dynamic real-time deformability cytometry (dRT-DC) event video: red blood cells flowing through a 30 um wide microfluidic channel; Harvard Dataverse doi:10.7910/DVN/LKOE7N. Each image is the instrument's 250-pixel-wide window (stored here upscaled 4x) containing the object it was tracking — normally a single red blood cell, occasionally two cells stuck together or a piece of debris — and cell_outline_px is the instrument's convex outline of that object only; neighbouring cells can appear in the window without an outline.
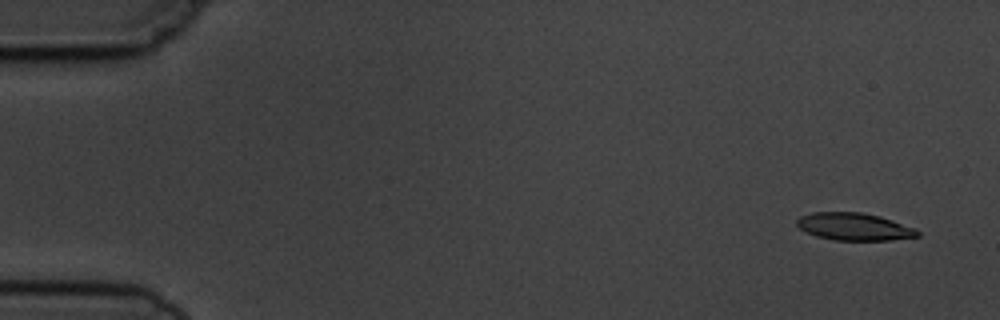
{"species": "common noctule bat (a hibernating species)", "species_latin": "Nyctalus noctula", "temperature_condition": "cold", "stored_images_in_passage": 5, "camera_frame_rate_fps": 3000, "um_per_image_px": 0.085, "animal": {"sex": "male", "body_mass_g": 19.5, "forearm_length_mm": 54.6}, "frame": {"image": 1, "passage_image": 1, "time_ms": 0.0, "image_size_px": [1000, 320], "cell_outline_px": [[920, 236], [892, 240], [832, 240], [816, 236], [800, 228], [796, 224], [796, 220], [800, 216], [812, 212], [860, 212], [880, 216], [916, 228], [920, 232]], "centroid_in_image_um": [72.62, 19.26], "position_along_channel_um": 12.4, "area_um2": 19.36}}
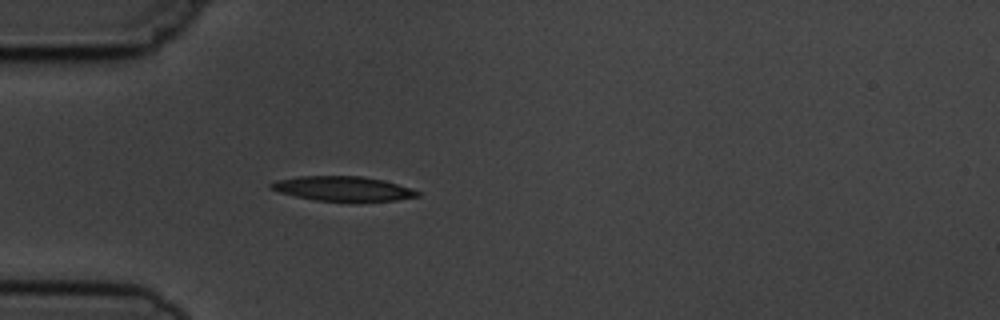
{"frame": {"image": 2, "passage_image": 5, "time_ms": 4.333, "image_size_px": [1000, 320], "cell_outline_px": [[420, 196], [396, 200], [316, 200], [296, 196], [280, 192], [268, 188], [268, 184], [276, 180], [300, 176], [364, 176], [384, 180], [420, 192]], "centroid_in_image_um": [29.1, 16.01], "position_along_channel_um": 55.9, "area_um2": 20.58}}